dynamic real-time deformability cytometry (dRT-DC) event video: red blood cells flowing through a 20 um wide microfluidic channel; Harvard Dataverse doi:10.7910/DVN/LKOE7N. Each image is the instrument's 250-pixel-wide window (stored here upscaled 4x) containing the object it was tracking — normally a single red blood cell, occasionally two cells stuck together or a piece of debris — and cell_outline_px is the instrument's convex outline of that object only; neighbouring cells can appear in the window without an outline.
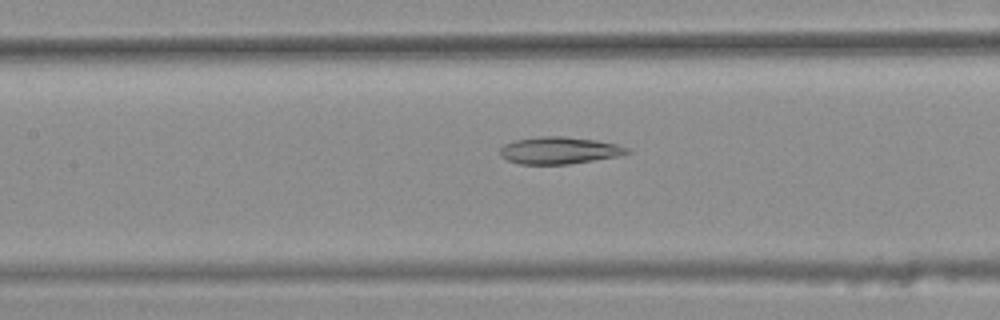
{"species": "common noctule bat (a hibernating species)", "species_latin": "Nyctalus noctula", "temperature_condition": "warm", "stored_images_in_passage": 43, "camera_frame_rate_fps": 3000, "um_per_image_px": 0.085, "animal": {"sex": "female", "body_mass_g": 25.1}, "frame": {"image": 1, "passage_image": 20, "time_ms": 6.333, "image_size_px": [1000, 320], "cell_outline_px": [[632, 152], [620, 156], [568, 164], [520, 164], [508, 160], [500, 156], [500, 148], [504, 144], [516, 140], [540, 136], [564, 136], [596, 140], [616, 144], [632, 148]], "centroid_in_image_um": [47.58, 12.78], "position_along_channel_um": 159.8, "area_um2": 20.17}}
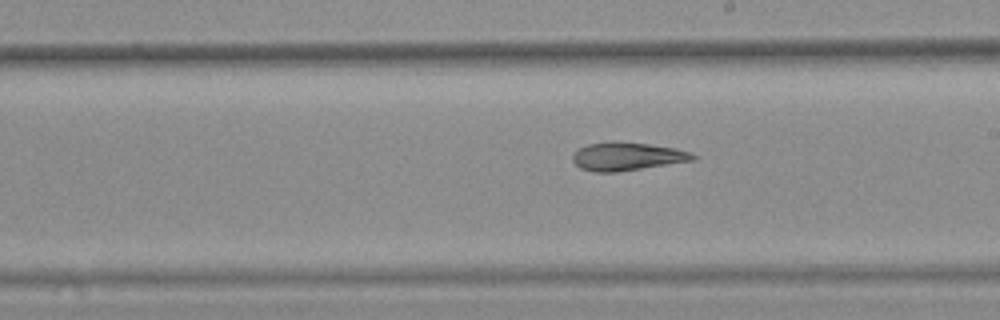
{"frame": {"image": 2, "passage_image": 26, "time_ms": 8.333, "image_size_px": [1000, 320], "cell_outline_px": [[696, 160], [616, 172], [596, 172], [580, 168], [572, 160], [572, 156], [580, 148], [588, 144], [608, 140], [616, 140], [648, 144], [676, 148], [692, 152], [696, 156]], "centroid_in_image_um": [53.31, 13.28], "position_along_channel_um": 235.7, "area_um2": 19.94}}
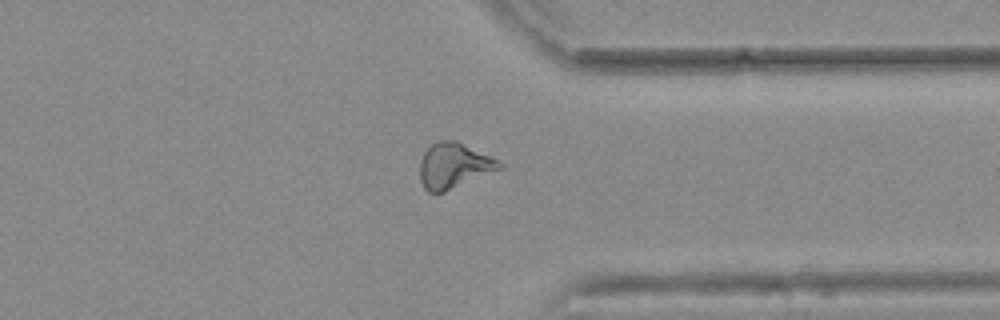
{"frame": {"image": 3, "passage_image": 37, "time_ms": 12.0, "image_size_px": [1000, 320], "cell_outline_px": [[504, 168], [444, 192], [428, 192], [424, 188], [420, 180], [420, 160], [424, 152], [436, 140], [456, 140], [504, 164]], "centroid_in_image_um": [38.56, 14.09], "position_along_channel_um": 372.8, "area_um2": 20.92}, "authors_computed_cell_mechanics": {"area_um2": 20.4034, "velocity_mm_per_s": 3.8008, "shape_relaxation_time_tau1_ms": null, "shape_relaxation_time_tau2_ms": 5.784, "deformation_change_tau1": null, "deformation_change_tau2": 0.1625}}